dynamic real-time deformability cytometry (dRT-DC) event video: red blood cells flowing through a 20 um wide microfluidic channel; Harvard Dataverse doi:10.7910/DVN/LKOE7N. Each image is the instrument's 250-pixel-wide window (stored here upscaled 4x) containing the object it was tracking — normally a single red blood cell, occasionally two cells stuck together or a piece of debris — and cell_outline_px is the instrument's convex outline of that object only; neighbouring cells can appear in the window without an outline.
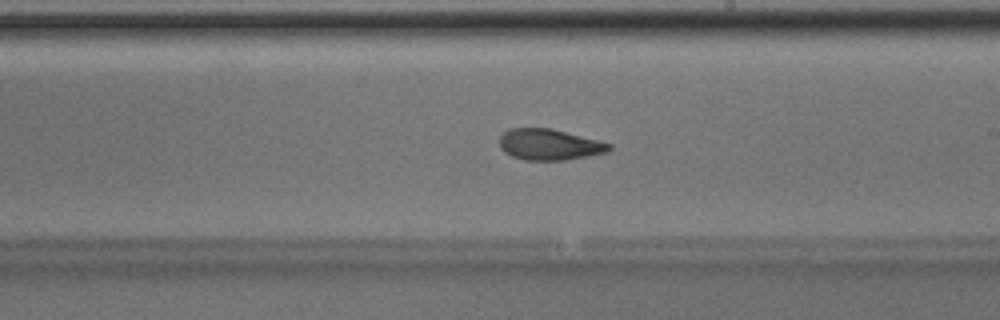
{"species": "Egyptian fruit bat (a non-hibernating species)", "species_latin": "Rousettus aegyptiacus", "temperature_condition": "room temperature", "stored_images_in_passage": 50, "camera_frame_rate_fps": 3000, "um_per_image_px": 0.085, "animal": {"sex": "male"}, "frame": {"image": 1, "passage_image": 29, "time_ms": 9.333, "image_size_px": [1000, 320], "cell_outline_px": [[612, 148], [608, 152], [564, 160], [524, 160], [512, 156], [504, 152], [500, 148], [500, 136], [508, 128], [548, 128], [612, 144]], "centroid_in_image_um": [46.65, 12.29], "position_along_channel_um": 242.3, "area_um2": 19.59}, "authors_computed_cell_mechanics": {"area_um2": 20.4323, "velocity_mm_per_s": 4.0263, "shape_relaxation_time_tau1_ms": null, "shape_relaxation_time_tau2_ms": 2.7772, "deformation_change_tau1": null, "deformation_change_tau2": 0.0826}}